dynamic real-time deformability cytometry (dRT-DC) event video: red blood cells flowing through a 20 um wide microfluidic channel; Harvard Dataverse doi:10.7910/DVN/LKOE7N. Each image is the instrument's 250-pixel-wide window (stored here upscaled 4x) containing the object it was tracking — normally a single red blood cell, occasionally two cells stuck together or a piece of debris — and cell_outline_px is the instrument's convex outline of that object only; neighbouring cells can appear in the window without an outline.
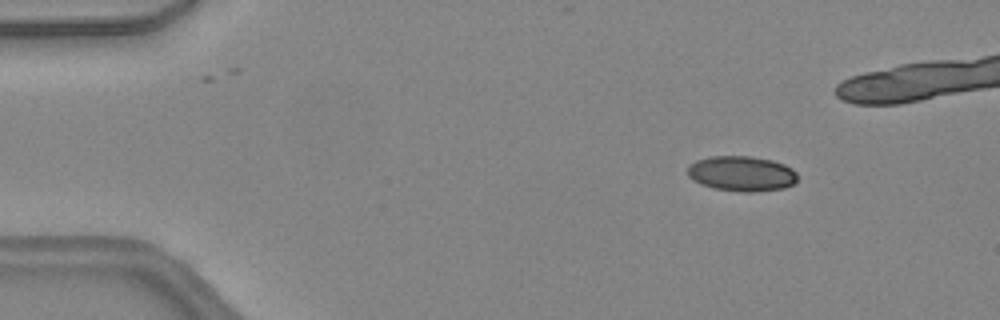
{"species": "common noctule bat (a hibernating species)", "species_latin": "Nyctalus noctula", "temperature_condition": "warm", "stored_images_in_passage": 14, "camera_frame_rate_fps": 3000, "um_per_image_px": 0.085, "animal": {"sex": "female", "body_mass_g": 24.6, "forearm_length_mm": 56.2}, "frame": {"image": 1, "passage_image": 7, "time_ms": 2.0, "image_size_px": [1000, 320], "cell_outline_px": [[796, 180], [792, 184], [784, 188], [752, 192], [744, 192], [716, 188], [700, 184], [692, 180], [688, 176], [688, 168], [696, 160], [712, 156], [748, 156], [772, 160], [784, 164], [792, 168], [796, 172]], "centroid_in_image_um": [63.04, 14.75], "position_along_channel_um": 22.0, "area_um2": 22.37}}